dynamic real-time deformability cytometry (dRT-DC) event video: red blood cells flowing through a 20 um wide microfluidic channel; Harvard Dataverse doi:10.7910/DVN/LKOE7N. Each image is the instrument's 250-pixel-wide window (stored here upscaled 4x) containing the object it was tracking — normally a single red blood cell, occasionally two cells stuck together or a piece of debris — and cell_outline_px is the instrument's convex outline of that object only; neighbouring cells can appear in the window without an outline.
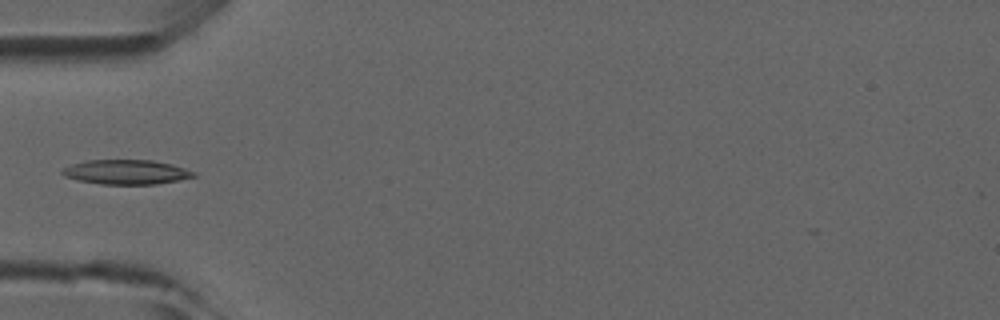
{"species": "common noctule bat (a hibernating species)", "species_latin": "Nyctalus noctula", "temperature_condition": "room temperature", "stored_images_in_passage": 5, "camera_frame_rate_fps": 3000, "um_per_image_px": 0.085, "animal": {"sex": "male", "forearm_length_mm": 52.5}, "frame": {"image": 1, "passage_image": 4, "time_ms": 3.333, "image_size_px": [1000, 320], "cell_outline_px": [[196, 176], [156, 184], [100, 184], [80, 180], [64, 176], [60, 172], [64, 168], [72, 164], [88, 160], [152, 160], [172, 164], [196, 172]], "centroid_in_image_um": [10.73, 14.62], "position_along_channel_um": 74.3, "area_um2": 18.61}}
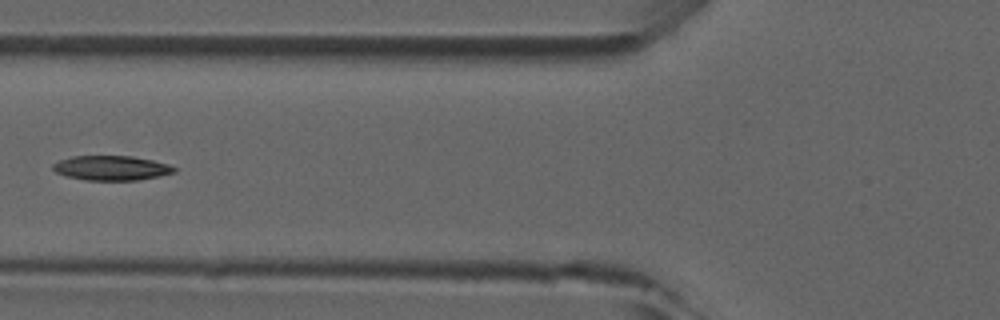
{"frame": {"image": 2, "passage_image": 5, "time_ms": 4.333, "image_size_px": [1000, 320], "cell_outline_px": [[176, 172], [160, 176], [136, 180], [84, 180], [68, 176], [56, 172], [52, 168], [52, 164], [60, 160], [72, 156], [132, 156], [152, 160], [168, 164], [176, 168]], "centroid_in_image_um": [9.48, 14.28], "position_along_channel_um": 116.3, "area_um2": 17.34}}